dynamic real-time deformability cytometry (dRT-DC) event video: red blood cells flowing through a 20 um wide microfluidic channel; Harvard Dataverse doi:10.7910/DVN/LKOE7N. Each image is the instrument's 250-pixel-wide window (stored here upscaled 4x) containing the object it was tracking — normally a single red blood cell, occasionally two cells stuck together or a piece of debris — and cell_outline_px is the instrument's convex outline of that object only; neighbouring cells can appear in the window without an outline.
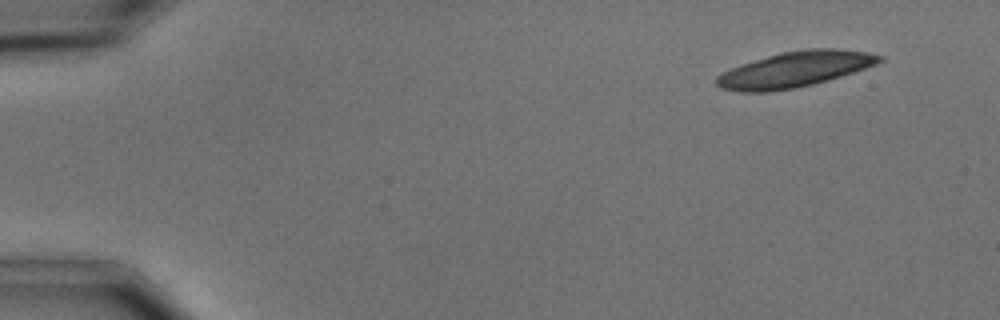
{"species": "common noctule bat (a hibernating species)", "species_latin": "Nyctalus noctula", "temperature_condition": "cold", "stored_images_in_passage": 3, "camera_frame_rate_fps": 3000, "um_per_image_px": 0.085, "animal": {"sex": "male", "body_mass_g": 15.6}, "frame": {"image": 1, "passage_image": 1, "time_ms": 0.0, "image_size_px": [1000, 320], "cell_outline_px": [[884, 60], [876, 64], [828, 80], [796, 88], [768, 92], [740, 92], [720, 88], [716, 84], [716, 76], [720, 72], [740, 64], [780, 52], [804, 48], [836, 48], [868, 52], [884, 56]], "centroid_in_image_um": [67.52, 5.89], "position_along_channel_um": 17.5, "area_um2": 33.99}}